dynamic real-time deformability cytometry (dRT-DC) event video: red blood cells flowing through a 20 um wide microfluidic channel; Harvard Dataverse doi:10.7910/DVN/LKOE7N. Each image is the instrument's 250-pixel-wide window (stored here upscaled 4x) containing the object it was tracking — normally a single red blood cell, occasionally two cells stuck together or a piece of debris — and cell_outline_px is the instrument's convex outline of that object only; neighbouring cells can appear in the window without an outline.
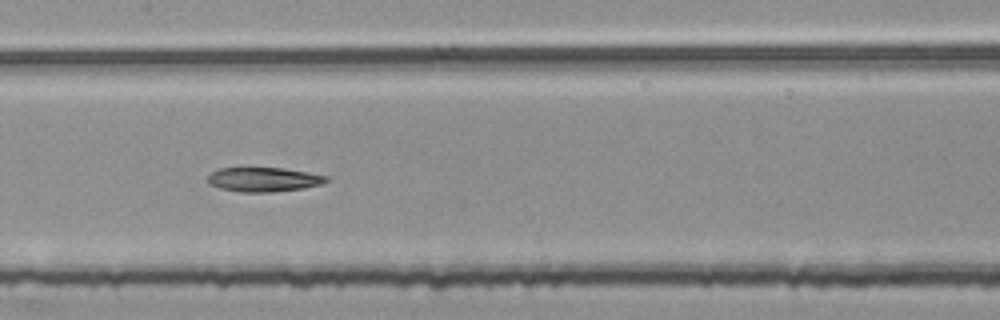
{"species": "common noctule bat (a hibernating species)", "species_latin": "Nyctalus noctula", "temperature_condition": "room temperature", "stored_images_in_passage": 54, "segment_of_instrument_passage": [2, 2], "camera_frame_rate_fps": 3000, "um_per_image_px": 0.085, "animal": {"sex": "female", "body_mass_g": 25.1}, "frame": {"image": 1, "passage_image": 27, "time_ms": 8.667, "image_size_px": [1000, 320], "cell_outline_px": [[328, 180], [320, 184], [304, 188], [272, 192], [240, 192], [220, 188], [208, 184], [208, 176], [212, 172], [220, 168], [284, 168], [308, 172], [328, 176]], "centroid_in_image_um": [22.4, 15.26], "position_along_channel_um": 185.0, "area_um2": 16.76}}
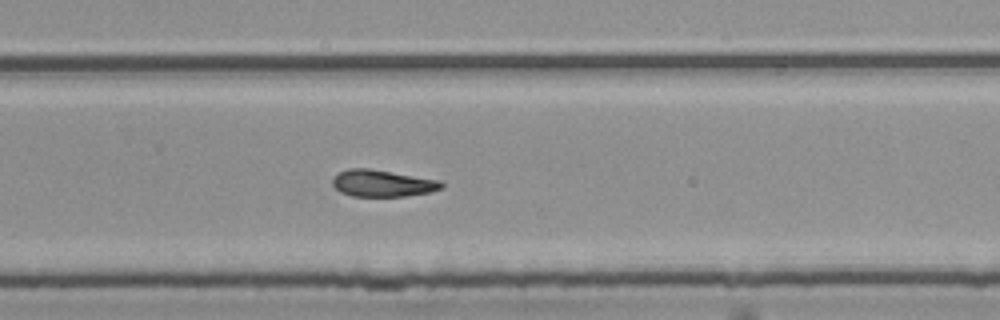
{"frame": {"image": 2, "passage_image": 36, "time_ms": 11.667, "image_size_px": [1000, 320], "cell_outline_px": [[444, 188], [428, 192], [404, 196], [352, 196], [340, 192], [332, 184], [332, 180], [336, 172], [348, 168], [368, 168], [440, 180], [444, 184]], "centroid_in_image_um": [32.47, 15.57], "position_along_channel_um": 297.3, "area_um2": 17.05}}
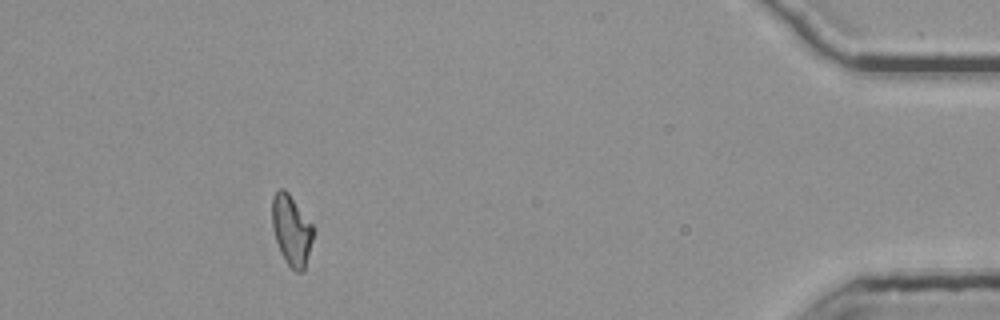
{"frame": {"image": 3, "passage_image": 50, "time_ms": 16.333, "image_size_px": [1000, 320], "cell_outline_px": [[312, 240], [304, 272], [296, 272], [284, 260], [280, 252], [272, 228], [272, 196], [280, 188], [284, 188], [288, 192], [312, 224]], "centroid_in_image_um": [24.75, 19.57], "position_along_channel_um": 410.4, "area_um2": 16.76}}